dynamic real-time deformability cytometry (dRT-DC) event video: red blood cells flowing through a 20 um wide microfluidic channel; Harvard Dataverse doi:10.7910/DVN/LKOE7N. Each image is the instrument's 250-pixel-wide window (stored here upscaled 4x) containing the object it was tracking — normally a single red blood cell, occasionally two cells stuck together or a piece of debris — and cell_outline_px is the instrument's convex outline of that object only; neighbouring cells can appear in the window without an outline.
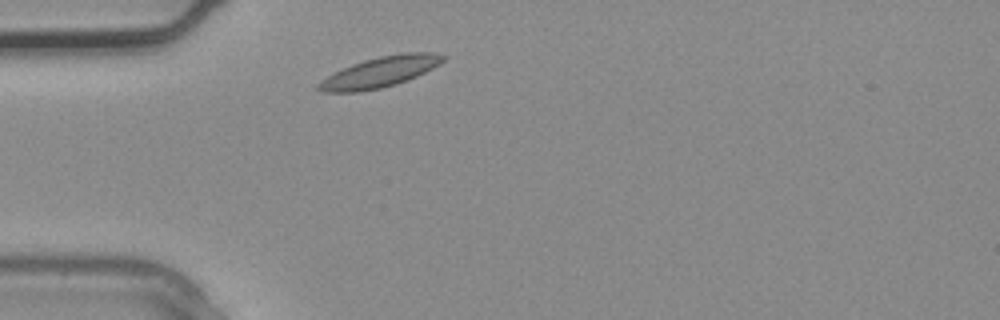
{"species": "common noctule bat (a hibernating species)", "species_latin": "Nyctalus noctula", "temperature_condition": "warm", "stored_images_in_passage": 1, "camera_frame_rate_fps": 3000, "um_per_image_px": 0.085, "animal": {"sex": "male", "body_mass_g": 20.4}, "frame": {"image": 1, "passage_image": 1, "time_ms": 0.0, "image_size_px": [1000, 320], "cell_outline_px": [[448, 56], [440, 64], [416, 76], [396, 84], [380, 88], [360, 92], [324, 92], [316, 88], [316, 84], [320, 80], [352, 64], [364, 60], [380, 56], [404, 52], [432, 52]], "centroid_in_image_um": [32.31, 6.12], "position_along_channel_um": 52.7, "area_um2": 22.02}}